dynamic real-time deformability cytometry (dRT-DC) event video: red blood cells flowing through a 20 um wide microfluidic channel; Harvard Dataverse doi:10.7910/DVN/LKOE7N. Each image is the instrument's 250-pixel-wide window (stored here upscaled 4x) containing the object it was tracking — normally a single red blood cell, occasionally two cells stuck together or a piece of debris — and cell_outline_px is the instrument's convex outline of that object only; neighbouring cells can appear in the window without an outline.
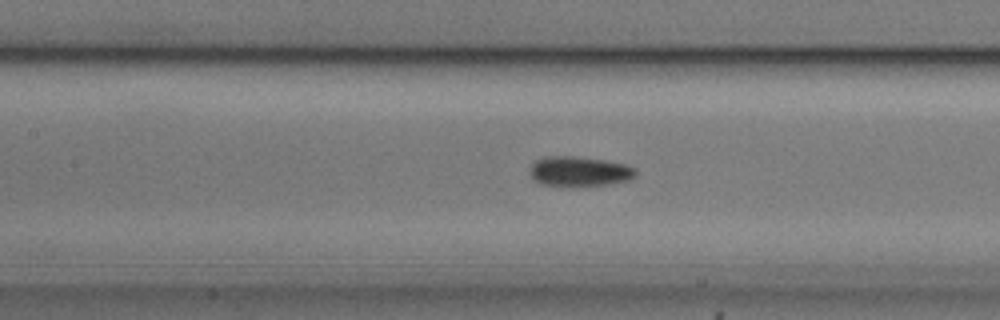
{"species": "common noctule bat (a hibernating species)", "species_latin": "Nyctalus noctula", "temperature_condition": "cold", "stored_images_in_passage": 42, "camera_frame_rate_fps": 3000, "um_per_image_px": 0.085, "animal": {"sex": "male", "body_mass_g": 20.5, "forearm_length_mm": 52.5}, "frame": {"image": 1, "passage_image": 24, "time_ms": 7.667, "image_size_px": [1000, 320], "cell_outline_px": [[636, 176], [628, 180], [608, 184], [572, 188], [560, 188], [540, 184], [532, 180], [528, 172], [528, 168], [536, 160], [544, 156], [572, 156], [604, 160], [624, 164], [636, 168]], "centroid_in_image_um": [49.15, 14.61], "position_along_channel_um": 158.2, "area_um2": 19.25}}